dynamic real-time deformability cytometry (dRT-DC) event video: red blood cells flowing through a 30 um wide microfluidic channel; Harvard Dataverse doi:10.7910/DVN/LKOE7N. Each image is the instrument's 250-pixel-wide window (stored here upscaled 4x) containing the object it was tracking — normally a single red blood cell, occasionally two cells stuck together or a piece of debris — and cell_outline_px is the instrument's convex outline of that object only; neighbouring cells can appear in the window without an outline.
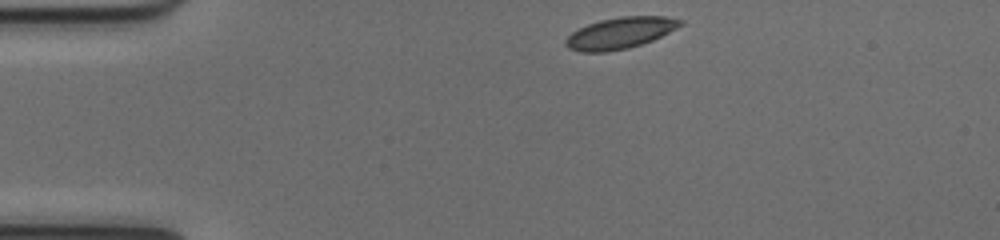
{"species": "common noctule bat (a hibernating species)", "species_latin": "Nyctalus noctula", "temperature_condition": "cold", "stored_images_in_passage": 41, "camera_frame_rate_fps": 3000, "um_per_image_px": 0.085, "animal": {"sex": "female", "body_mass_g": 17.0, "forearm_length_mm": 48.0}, "frame": {"image": 1, "passage_image": 1, "time_ms": 0.0, "image_size_px": [1000, 240], "cell_outline_px": [[684, 24], [652, 40], [628, 48], [608, 52], [580, 52], [568, 48], [564, 44], [564, 40], [572, 32], [588, 24], [600, 20], [620, 16], [664, 16], [684, 20]], "centroid_in_image_um": [52.69, 2.8], "position_along_channel_um": 32.3, "area_um2": 20.92}}
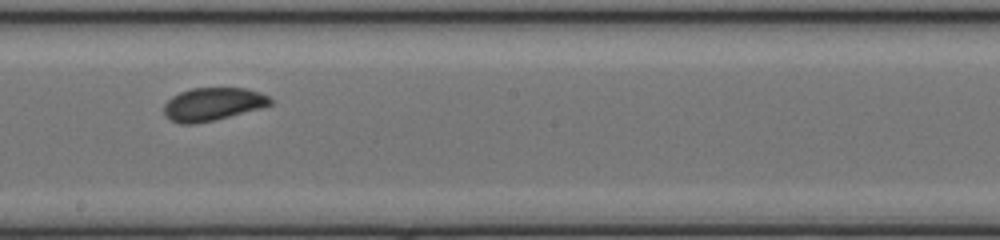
{"frame": {"image": 2, "passage_image": 20, "time_ms": 6.333, "image_size_px": [1000, 240], "cell_outline_px": [[272, 104], [264, 108], [196, 124], [180, 124], [168, 120], [164, 116], [164, 104], [172, 96], [180, 92], [192, 88], [244, 88], [260, 92], [268, 96], [272, 100]], "centroid_in_image_um": [18.07, 8.86], "position_along_channel_um": 230.1, "area_um2": 20.69}}
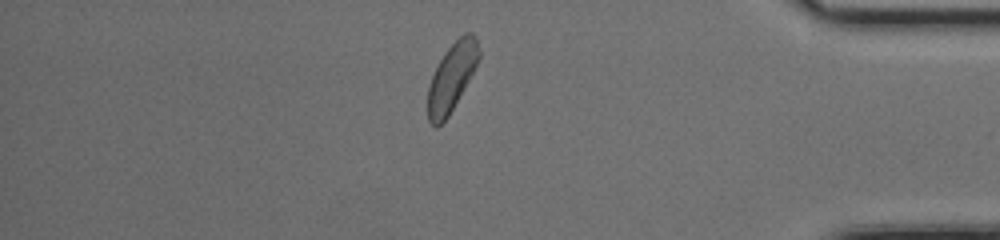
{"frame": {"image": 3, "passage_image": 35, "time_ms": 11.333, "image_size_px": [1000, 240], "cell_outline_px": [[480, 56], [468, 80], [448, 116], [436, 128], [428, 120], [428, 84], [444, 52], [464, 32], [472, 32], [476, 36], [480, 52]], "centroid_in_image_um": [38.39, 6.53], "position_along_channel_um": 396.8, "area_um2": 19.77}}